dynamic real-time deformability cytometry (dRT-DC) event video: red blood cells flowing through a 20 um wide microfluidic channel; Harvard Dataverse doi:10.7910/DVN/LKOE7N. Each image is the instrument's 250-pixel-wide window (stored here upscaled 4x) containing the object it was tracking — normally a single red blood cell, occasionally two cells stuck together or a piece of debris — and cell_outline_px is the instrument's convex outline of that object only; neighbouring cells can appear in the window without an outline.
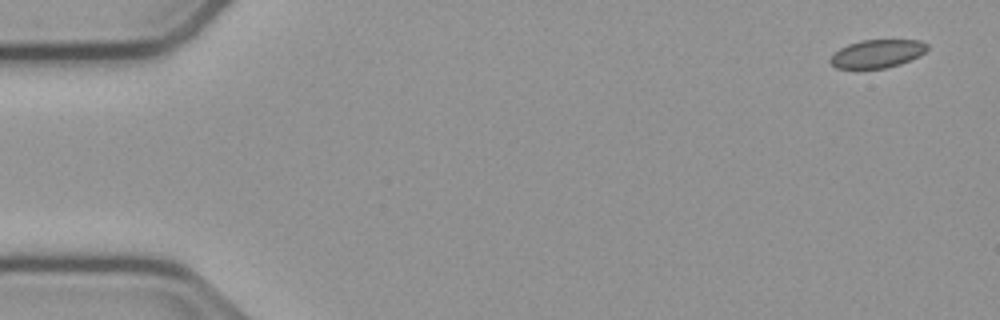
{"species": "common noctule bat (a hibernating species)", "species_latin": "Nyctalus noctula", "temperature_condition": "cold", "stored_images_in_passage": 51, "camera_frame_rate_fps": 3000, "um_per_image_px": 0.085, "animal": {"sex": "male", "body_mass_g": 23.1, "forearm_length_mm": 52.7}, "frame": {"image": 1, "passage_image": 1, "time_ms": 0.0, "image_size_px": [1000, 320], "cell_outline_px": [[928, 48], [920, 56], [900, 64], [884, 68], [836, 68], [828, 60], [840, 48], [848, 44], [860, 40], [920, 40], [928, 44]], "centroid_in_image_um": [74.58, 4.55], "position_along_channel_um": 10.4, "area_um2": 15.84}}
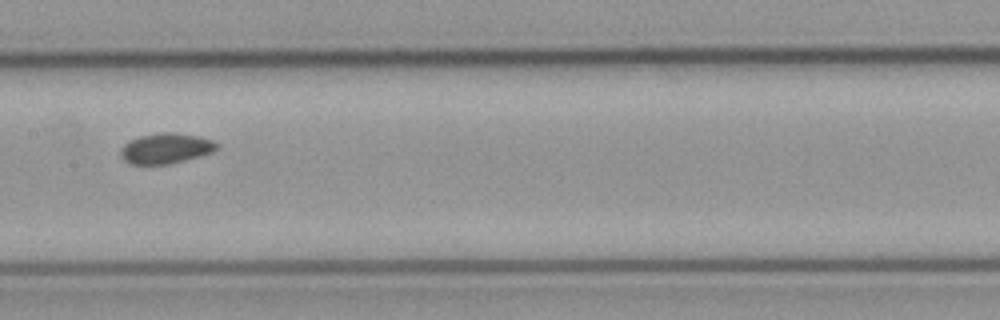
{"frame": {"image": 2, "passage_image": 26, "time_ms": 8.333, "image_size_px": [1000, 320], "cell_outline_px": [[220, 144], [212, 152], [184, 160], [168, 164], [132, 164], [124, 160], [120, 156], [120, 148], [124, 144], [140, 136], [164, 132], [176, 132], [200, 136], [212, 140]], "centroid_in_image_um": [14.1, 12.6], "position_along_channel_um": 193.3, "area_um2": 16.94}}
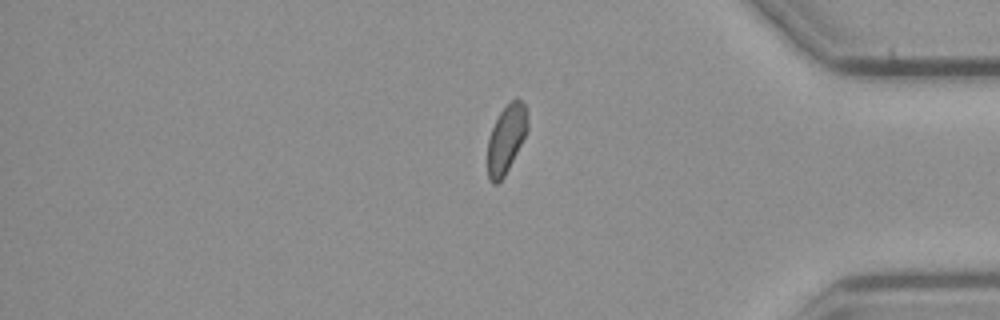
{"frame": {"image": 3, "passage_image": 44, "time_ms": 14.333, "image_size_px": [1000, 320], "cell_outline_px": [[528, 132], [504, 176], [496, 184], [492, 184], [488, 180], [488, 136], [500, 112], [516, 96], [524, 104], [528, 124]], "centroid_in_image_um": [43.03, 11.82], "position_along_channel_um": 392.2, "area_um2": 15.84}}